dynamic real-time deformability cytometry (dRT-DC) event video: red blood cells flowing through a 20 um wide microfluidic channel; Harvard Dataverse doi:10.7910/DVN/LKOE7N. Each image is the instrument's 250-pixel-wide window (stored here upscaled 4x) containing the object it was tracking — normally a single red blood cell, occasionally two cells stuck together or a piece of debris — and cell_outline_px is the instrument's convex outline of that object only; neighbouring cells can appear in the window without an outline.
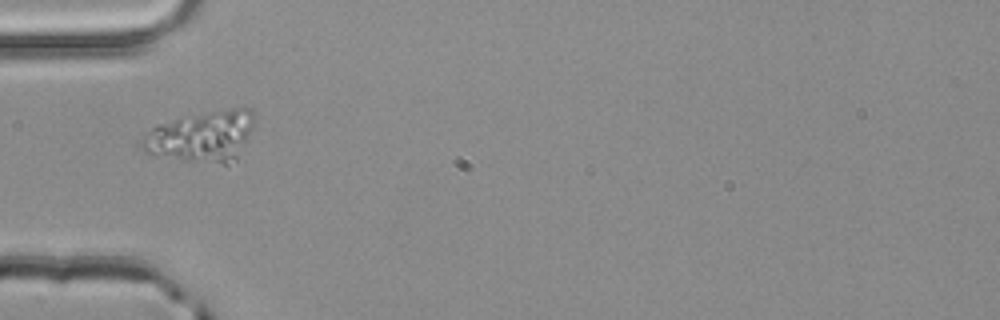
{"species": "common noctule bat (a hibernating species)", "species_latin": "Nyctalus noctula", "temperature_condition": "room temperature", "stored_images_in_passage": 35, "camera_frame_rate_fps": 3000, "um_per_image_px": 0.085, "animal": {"sex": "male", "body_mass_g": 20.4}, "frame": {"image": 1, "passage_image": 1, "time_ms": 0.0, "image_size_px": [1000, 320], "cell_outline_px": [[252, 128], [236, 160], [224, 164], [188, 160], [156, 156], [144, 152], [140, 144], [140, 140], [144, 132], [156, 124], [192, 116], [232, 108], [252, 108]], "centroid_in_image_um": [17.09, 11.61], "position_along_channel_um": 67.9, "area_um2": 32.77}}
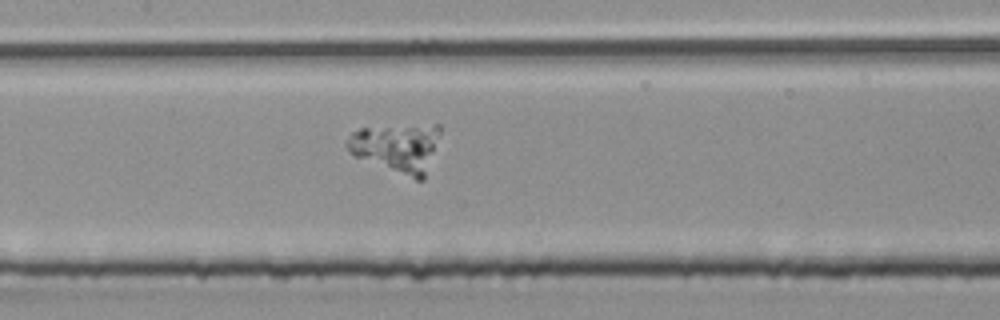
{"frame": {"image": 2, "passage_image": 9, "time_ms": 2.667, "image_size_px": [1000, 320], "cell_outline_px": [[440, 132], [424, 180], [416, 180], [352, 156], [348, 152], [344, 144], [352, 132], [360, 128], [432, 124], [440, 124]], "centroid_in_image_um": [33.69, 12.56], "position_along_channel_um": 173.7, "area_um2": 26.65}}
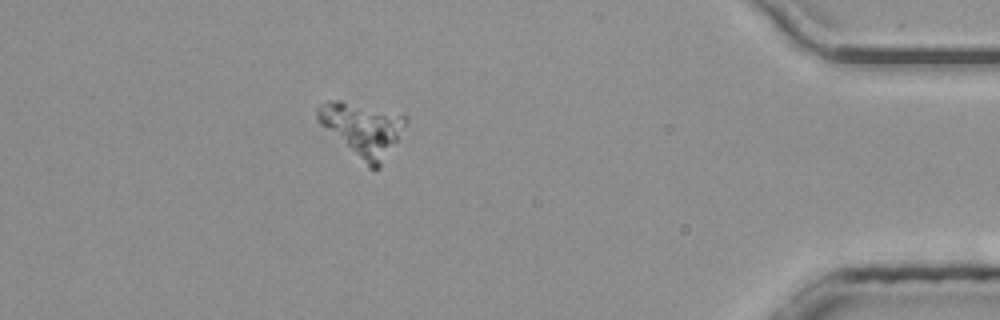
{"frame": {"image": 3, "passage_image": 30, "time_ms": 9.667, "image_size_px": [1000, 320], "cell_outline_px": [[408, 124], [380, 168], [372, 172], [320, 124], [316, 120], [316, 108], [328, 100], [340, 100], [404, 112], [408, 116]], "centroid_in_image_um": [30.87, 10.98], "position_along_channel_um": 404.3, "area_um2": 28.5}}